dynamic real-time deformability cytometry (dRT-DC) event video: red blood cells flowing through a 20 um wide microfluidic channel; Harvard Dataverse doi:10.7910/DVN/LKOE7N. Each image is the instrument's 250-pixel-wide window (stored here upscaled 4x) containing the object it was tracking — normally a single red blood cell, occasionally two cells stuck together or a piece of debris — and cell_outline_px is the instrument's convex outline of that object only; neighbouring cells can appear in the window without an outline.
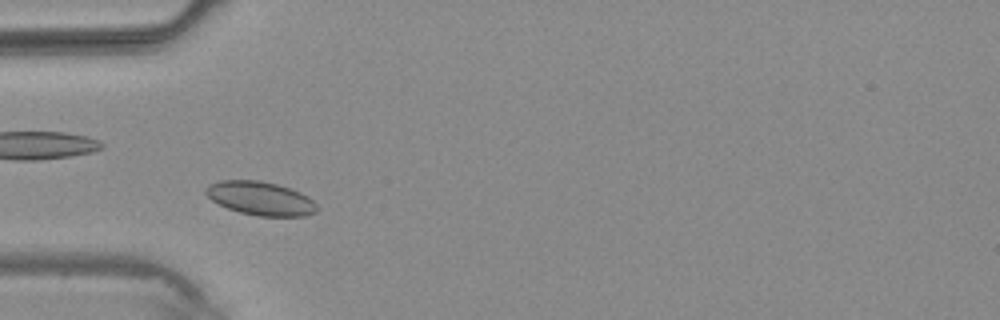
{"species": "common noctule bat (a hibernating species)", "species_latin": "Nyctalus noctula", "temperature_condition": "warm", "stored_images_in_passage": 4, "camera_frame_rate_fps": 3000, "um_per_image_px": 0.085, "animal": {"sex": "male", "body_mass_g": 20.4}, "frame": {"image": 1, "passage_image": 3, "time_ms": 2.333, "image_size_px": [1000, 320], "cell_outline_px": [[316, 212], [304, 216], [256, 216], [240, 212], [228, 208], [212, 200], [204, 192], [204, 188], [208, 184], [220, 180], [260, 180], [276, 184], [300, 192], [308, 196], [316, 204]], "centroid_in_image_um": [22.11, 16.85], "position_along_channel_um": 62.9, "area_um2": 21.73}}